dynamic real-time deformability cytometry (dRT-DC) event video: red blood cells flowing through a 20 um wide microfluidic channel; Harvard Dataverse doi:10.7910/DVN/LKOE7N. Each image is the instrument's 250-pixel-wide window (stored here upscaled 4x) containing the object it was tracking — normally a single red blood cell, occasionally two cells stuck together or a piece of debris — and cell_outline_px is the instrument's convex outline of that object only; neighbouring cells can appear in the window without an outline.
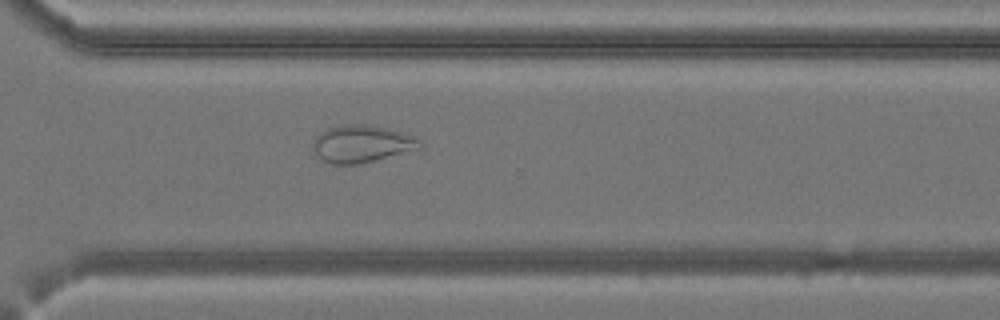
{"species": "common noctule bat (a hibernating species)", "species_latin": "Nyctalus noctula", "temperature_condition": "cold", "stored_images_in_passage": 40, "camera_frame_rate_fps": 3000, "um_per_image_px": 0.085, "animal": {"sex": "female", "body_mass_g": 24.6, "forearm_length_mm": 56.2}, "frame": {"image": 1, "passage_image": 29, "time_ms": 9.333, "image_size_px": [1000, 320], "cell_outline_px": [[416, 140], [408, 148], [400, 152], [372, 160], [356, 164], [332, 164], [316, 156], [312, 148], [312, 140], [320, 132], [328, 128], [344, 124], [364, 124], [384, 128], [400, 132], [412, 136]], "centroid_in_image_um": [30.48, 12.2], "position_along_channel_um": 340.1, "area_um2": 21.91}}